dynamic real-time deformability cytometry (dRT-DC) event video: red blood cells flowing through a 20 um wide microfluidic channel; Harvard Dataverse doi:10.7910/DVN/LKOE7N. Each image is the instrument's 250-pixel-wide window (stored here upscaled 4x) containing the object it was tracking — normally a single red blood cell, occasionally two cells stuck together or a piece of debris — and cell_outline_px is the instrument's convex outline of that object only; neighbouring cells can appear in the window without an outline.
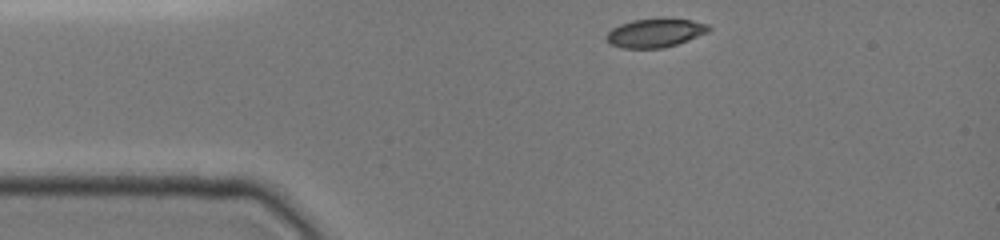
{"species": "common noctule bat (a hibernating species)", "species_latin": "Nyctalus noctula", "temperature_condition": "cold", "stored_images_in_passage": 30, "camera_frame_rate_fps": 3000, "um_per_image_px": 0.085, "animal": {"sex": "female", "body_mass_g": 19.0, "forearm_length_mm": 51.5}, "frame": {"image": 1, "passage_image": 1, "time_ms": 0.0, "image_size_px": [1000, 240], "cell_outline_px": [[712, 28], [708, 32], [688, 40], [664, 48], [620, 48], [608, 44], [604, 36], [612, 28], [620, 24], [632, 20], [692, 20], [708, 24]], "centroid_in_image_um": [55.64, 2.83], "position_along_channel_um": 29.4, "area_um2": 16.88}}
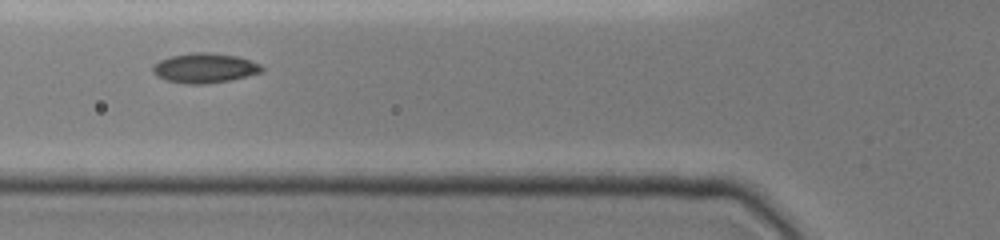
{"frame": {"image": 2, "passage_image": 17, "time_ms": 3.0, "image_size_px": [1000, 240], "cell_outline_px": [[264, 72], [232, 80], [204, 84], [184, 84], [164, 80], [156, 76], [152, 72], [152, 68], [160, 60], [172, 56], [192, 52], [204, 52], [236, 56], [260, 64], [264, 68]], "centroid_in_image_um": [17.4, 5.8], "position_along_channel_um": 108.4, "area_um2": 18.96}}
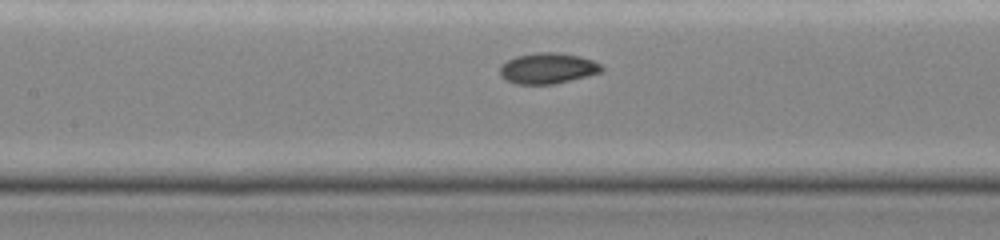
{"frame": {"image": 3, "passage_image": 25, "time_ms": 4.333, "image_size_px": [1000, 240], "cell_outline_px": [[604, 72], [552, 84], [516, 84], [504, 80], [500, 76], [500, 68], [508, 60], [516, 56], [536, 52], [556, 52], [580, 56], [592, 60], [600, 64], [604, 68]], "centroid_in_image_um": [46.56, 5.81], "position_along_channel_um": 160.8, "area_um2": 18.26}}